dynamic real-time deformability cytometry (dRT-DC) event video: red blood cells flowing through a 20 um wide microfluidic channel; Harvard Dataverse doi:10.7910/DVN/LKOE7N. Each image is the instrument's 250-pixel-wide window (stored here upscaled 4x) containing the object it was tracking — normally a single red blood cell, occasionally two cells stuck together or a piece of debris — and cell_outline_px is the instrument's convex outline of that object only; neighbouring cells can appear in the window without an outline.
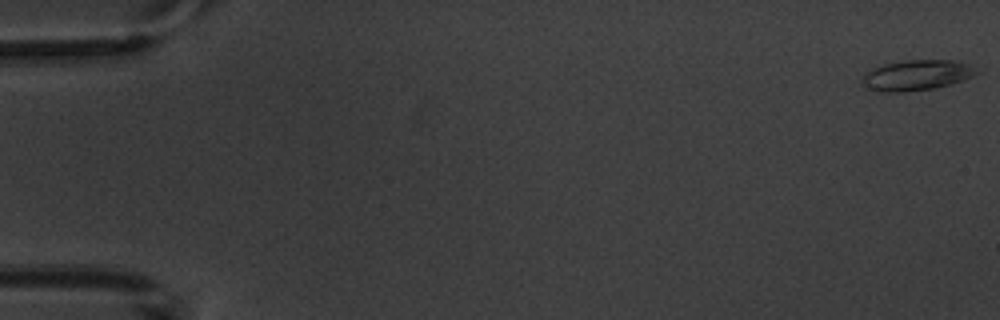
{"species": "common noctule bat (a hibernating species)", "species_latin": "Nyctalus noctula", "temperature_condition": "warm", "stored_images_in_passage": 6, "segment_of_instrument_passage": [2, 2], "camera_frame_rate_fps": 3000, "um_per_image_px": 0.085, "animal": {"sex": "male", "body_mass_g": 20.1, "forearm_length_mm": 53.5}, "frame": {"image": 1, "passage_image": 6, "time_ms": 6.667, "image_size_px": [1000, 320], "cell_outline_px": [[980, 72], [972, 76], [936, 88], [904, 92], [872, 92], [860, 84], [864, 76], [872, 68], [884, 64], [904, 60], [952, 60], [964, 64]], "centroid_in_image_um": [77.8, 6.41], "position_along_channel_um": 7.2, "area_um2": 20.11}}